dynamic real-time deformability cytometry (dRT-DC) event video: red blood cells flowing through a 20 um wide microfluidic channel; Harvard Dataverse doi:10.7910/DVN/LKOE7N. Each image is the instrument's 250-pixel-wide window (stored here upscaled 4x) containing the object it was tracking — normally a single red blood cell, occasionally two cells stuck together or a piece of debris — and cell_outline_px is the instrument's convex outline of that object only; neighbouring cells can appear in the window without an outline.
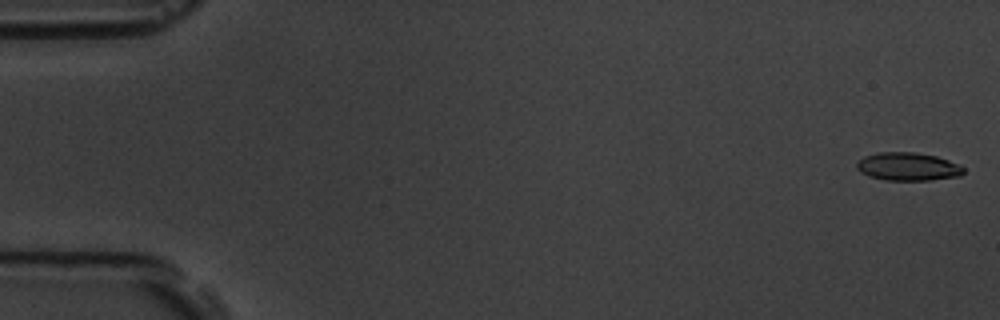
{"species": "common noctule bat (a hibernating species)", "species_latin": "Nyctalus noctula", "temperature_condition": "room temperature", "stored_images_in_passage": 7, "camera_frame_rate_fps": 3000, "um_per_image_px": 0.085, "animal": {"sex": "male", "body_mass_g": 19.5, "forearm_length_mm": 54.6}, "frame": {"image": 1, "passage_image": 1, "time_ms": 0.0, "image_size_px": [1000, 320], "cell_outline_px": [[964, 172], [960, 176], [928, 180], [884, 180], [868, 176], [860, 172], [856, 168], [856, 164], [864, 156], [880, 152], [916, 152], [936, 156], [960, 164], [964, 168]], "centroid_in_image_um": [77.17, 14.16], "position_along_channel_um": 7.8, "area_um2": 17.57}}
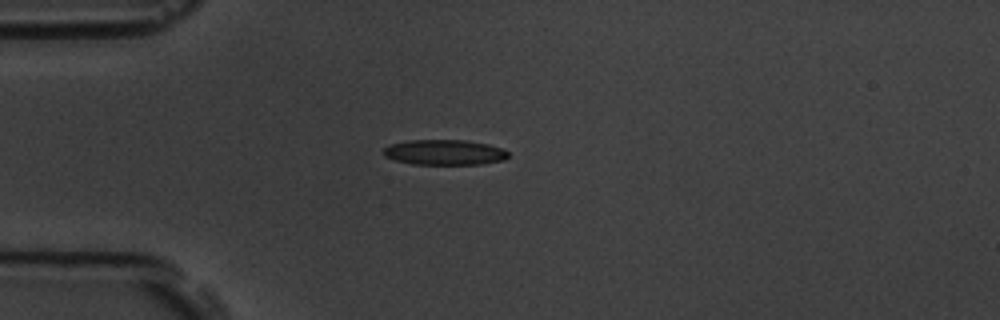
{"frame": {"image": 2, "passage_image": 5, "time_ms": 4.667, "image_size_px": [1000, 320], "cell_outline_px": [[508, 156], [504, 160], [480, 164], [412, 164], [396, 160], [384, 156], [384, 148], [388, 144], [412, 140], [468, 140], [488, 144], [504, 148], [508, 152]], "centroid_in_image_um": [37.8, 12.94], "position_along_channel_um": 47.2, "area_um2": 18.44}}
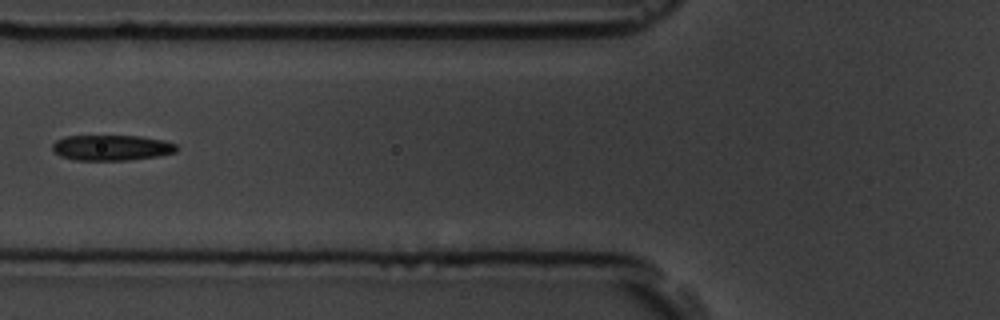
{"frame": {"image": 3, "passage_image": 7, "time_ms": 7.0, "image_size_px": [1000, 320], "cell_outline_px": [[176, 152], [160, 156], [128, 160], [76, 160], [60, 156], [52, 148], [52, 144], [56, 140], [64, 136], [140, 136], [164, 140], [176, 144]], "centroid_in_image_um": [9.49, 12.55], "position_along_channel_um": 116.3, "area_um2": 18.5}}